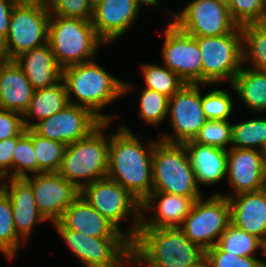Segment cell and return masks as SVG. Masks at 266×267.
I'll list each match as a JSON object with an SVG mask.
<instances>
[{
	"label": "cell",
	"instance_id": "6da1fadb",
	"mask_svg": "<svg viewBox=\"0 0 266 267\" xmlns=\"http://www.w3.org/2000/svg\"><path fill=\"white\" fill-rule=\"evenodd\" d=\"M138 139L123 125L110 134L107 177L127 189L142 204L153 191L152 154L156 140L144 147Z\"/></svg>",
	"mask_w": 266,
	"mask_h": 267
},
{
	"label": "cell",
	"instance_id": "7a4b0ae2",
	"mask_svg": "<svg viewBox=\"0 0 266 267\" xmlns=\"http://www.w3.org/2000/svg\"><path fill=\"white\" fill-rule=\"evenodd\" d=\"M204 256L205 251L180 227L138 228L131 240V267H185Z\"/></svg>",
	"mask_w": 266,
	"mask_h": 267
},
{
	"label": "cell",
	"instance_id": "3957f363",
	"mask_svg": "<svg viewBox=\"0 0 266 267\" xmlns=\"http://www.w3.org/2000/svg\"><path fill=\"white\" fill-rule=\"evenodd\" d=\"M62 81L69 103L89 109L102 122H112L114 117L101 110L133 89L131 84L106 72L95 59L63 68ZM72 94L79 102L71 100Z\"/></svg>",
	"mask_w": 266,
	"mask_h": 267
},
{
	"label": "cell",
	"instance_id": "277c9868",
	"mask_svg": "<svg viewBox=\"0 0 266 267\" xmlns=\"http://www.w3.org/2000/svg\"><path fill=\"white\" fill-rule=\"evenodd\" d=\"M109 125L102 122L88 136L66 146L58 173L79 190L108 176L110 135L108 138L103 130Z\"/></svg>",
	"mask_w": 266,
	"mask_h": 267
},
{
	"label": "cell",
	"instance_id": "5b68a950",
	"mask_svg": "<svg viewBox=\"0 0 266 267\" xmlns=\"http://www.w3.org/2000/svg\"><path fill=\"white\" fill-rule=\"evenodd\" d=\"M48 44L62 69L93 60L100 45H105L90 20L58 15H50Z\"/></svg>",
	"mask_w": 266,
	"mask_h": 267
},
{
	"label": "cell",
	"instance_id": "8992f818",
	"mask_svg": "<svg viewBox=\"0 0 266 267\" xmlns=\"http://www.w3.org/2000/svg\"><path fill=\"white\" fill-rule=\"evenodd\" d=\"M153 191L181 195L193 201L202 197L184 144L157 140L152 154Z\"/></svg>",
	"mask_w": 266,
	"mask_h": 267
},
{
	"label": "cell",
	"instance_id": "52a82bcc",
	"mask_svg": "<svg viewBox=\"0 0 266 267\" xmlns=\"http://www.w3.org/2000/svg\"><path fill=\"white\" fill-rule=\"evenodd\" d=\"M49 6L39 2H17L12 10L9 32L0 44L5 60L48 43Z\"/></svg>",
	"mask_w": 266,
	"mask_h": 267
},
{
	"label": "cell",
	"instance_id": "ba28073f",
	"mask_svg": "<svg viewBox=\"0 0 266 267\" xmlns=\"http://www.w3.org/2000/svg\"><path fill=\"white\" fill-rule=\"evenodd\" d=\"M72 253L86 267H130L131 240L128 237H92L51 223Z\"/></svg>",
	"mask_w": 266,
	"mask_h": 267
},
{
	"label": "cell",
	"instance_id": "9c48e42d",
	"mask_svg": "<svg viewBox=\"0 0 266 267\" xmlns=\"http://www.w3.org/2000/svg\"><path fill=\"white\" fill-rule=\"evenodd\" d=\"M80 195L118 230L123 219L133 217L126 236L130 240L135 237L141 223V203L127 189L106 177L83 186Z\"/></svg>",
	"mask_w": 266,
	"mask_h": 267
},
{
	"label": "cell",
	"instance_id": "30bf717a",
	"mask_svg": "<svg viewBox=\"0 0 266 267\" xmlns=\"http://www.w3.org/2000/svg\"><path fill=\"white\" fill-rule=\"evenodd\" d=\"M201 51L202 84L232 83L243 63L241 27L216 37H195Z\"/></svg>",
	"mask_w": 266,
	"mask_h": 267
},
{
	"label": "cell",
	"instance_id": "8fae6325",
	"mask_svg": "<svg viewBox=\"0 0 266 267\" xmlns=\"http://www.w3.org/2000/svg\"><path fill=\"white\" fill-rule=\"evenodd\" d=\"M231 223V207L227 197L215 193L206 200L194 201L180 228L186 237L204 251L217 245L221 234Z\"/></svg>",
	"mask_w": 266,
	"mask_h": 267
},
{
	"label": "cell",
	"instance_id": "7c38bea8",
	"mask_svg": "<svg viewBox=\"0 0 266 267\" xmlns=\"http://www.w3.org/2000/svg\"><path fill=\"white\" fill-rule=\"evenodd\" d=\"M168 12L174 19L172 22L193 37L226 35L239 27L233 21L228 6L217 0H193L179 13Z\"/></svg>",
	"mask_w": 266,
	"mask_h": 267
},
{
	"label": "cell",
	"instance_id": "4fadbf2b",
	"mask_svg": "<svg viewBox=\"0 0 266 267\" xmlns=\"http://www.w3.org/2000/svg\"><path fill=\"white\" fill-rule=\"evenodd\" d=\"M200 84H185L169 98L167 118L175 136L164 134L160 140L183 144L193 140L207 118L202 110Z\"/></svg>",
	"mask_w": 266,
	"mask_h": 267
},
{
	"label": "cell",
	"instance_id": "5bb4252c",
	"mask_svg": "<svg viewBox=\"0 0 266 267\" xmlns=\"http://www.w3.org/2000/svg\"><path fill=\"white\" fill-rule=\"evenodd\" d=\"M101 123L89 109L69 103L48 118L35 123L28 121V129L31 128L42 137L68 145L85 138Z\"/></svg>",
	"mask_w": 266,
	"mask_h": 267
},
{
	"label": "cell",
	"instance_id": "9a60e30c",
	"mask_svg": "<svg viewBox=\"0 0 266 267\" xmlns=\"http://www.w3.org/2000/svg\"><path fill=\"white\" fill-rule=\"evenodd\" d=\"M164 65L186 84H202V58L196 38L173 22L165 29L162 47Z\"/></svg>",
	"mask_w": 266,
	"mask_h": 267
},
{
	"label": "cell",
	"instance_id": "2e32d148",
	"mask_svg": "<svg viewBox=\"0 0 266 267\" xmlns=\"http://www.w3.org/2000/svg\"><path fill=\"white\" fill-rule=\"evenodd\" d=\"M24 179L31 185L36 206L45 220L57 222L80 195V190L58 172L31 174Z\"/></svg>",
	"mask_w": 266,
	"mask_h": 267
},
{
	"label": "cell",
	"instance_id": "e0dca14e",
	"mask_svg": "<svg viewBox=\"0 0 266 267\" xmlns=\"http://www.w3.org/2000/svg\"><path fill=\"white\" fill-rule=\"evenodd\" d=\"M140 6L137 0H95L91 22L98 37L105 44L119 39L136 21Z\"/></svg>",
	"mask_w": 266,
	"mask_h": 267
},
{
	"label": "cell",
	"instance_id": "ac0fdd59",
	"mask_svg": "<svg viewBox=\"0 0 266 267\" xmlns=\"http://www.w3.org/2000/svg\"><path fill=\"white\" fill-rule=\"evenodd\" d=\"M228 148L226 176L234 193L261 190L264 163L260 151L231 146Z\"/></svg>",
	"mask_w": 266,
	"mask_h": 267
},
{
	"label": "cell",
	"instance_id": "d6986e66",
	"mask_svg": "<svg viewBox=\"0 0 266 267\" xmlns=\"http://www.w3.org/2000/svg\"><path fill=\"white\" fill-rule=\"evenodd\" d=\"M156 202L157 204H155ZM193 203L194 201L189 197L165 192H152L141 204V212L156 211L153 213L152 219L149 218V220L141 213L139 228L180 227L188 216Z\"/></svg>",
	"mask_w": 266,
	"mask_h": 267
},
{
	"label": "cell",
	"instance_id": "ffe728a7",
	"mask_svg": "<svg viewBox=\"0 0 266 267\" xmlns=\"http://www.w3.org/2000/svg\"><path fill=\"white\" fill-rule=\"evenodd\" d=\"M231 207V223L266 243V192H242L226 196Z\"/></svg>",
	"mask_w": 266,
	"mask_h": 267
},
{
	"label": "cell",
	"instance_id": "44dd1931",
	"mask_svg": "<svg viewBox=\"0 0 266 267\" xmlns=\"http://www.w3.org/2000/svg\"><path fill=\"white\" fill-rule=\"evenodd\" d=\"M58 222L66 229L92 237H127L79 195ZM124 232V233H123Z\"/></svg>",
	"mask_w": 266,
	"mask_h": 267
},
{
	"label": "cell",
	"instance_id": "7402d4cb",
	"mask_svg": "<svg viewBox=\"0 0 266 267\" xmlns=\"http://www.w3.org/2000/svg\"><path fill=\"white\" fill-rule=\"evenodd\" d=\"M0 187L9 196L12 205L14 227L22 240L28 237L37 221H46L39 213L31 185L24 178H9Z\"/></svg>",
	"mask_w": 266,
	"mask_h": 267
},
{
	"label": "cell",
	"instance_id": "603a6c76",
	"mask_svg": "<svg viewBox=\"0 0 266 267\" xmlns=\"http://www.w3.org/2000/svg\"><path fill=\"white\" fill-rule=\"evenodd\" d=\"M35 89L14 60L0 65V109L24 114Z\"/></svg>",
	"mask_w": 266,
	"mask_h": 267
},
{
	"label": "cell",
	"instance_id": "cb8c5ba5",
	"mask_svg": "<svg viewBox=\"0 0 266 267\" xmlns=\"http://www.w3.org/2000/svg\"><path fill=\"white\" fill-rule=\"evenodd\" d=\"M14 61L35 90L50 87L62 79V68L48 43L22 53Z\"/></svg>",
	"mask_w": 266,
	"mask_h": 267
},
{
	"label": "cell",
	"instance_id": "d4e9b609",
	"mask_svg": "<svg viewBox=\"0 0 266 267\" xmlns=\"http://www.w3.org/2000/svg\"><path fill=\"white\" fill-rule=\"evenodd\" d=\"M194 170L196 182L213 185L223 180L227 174V150L202 145L193 140L183 143Z\"/></svg>",
	"mask_w": 266,
	"mask_h": 267
},
{
	"label": "cell",
	"instance_id": "484cf974",
	"mask_svg": "<svg viewBox=\"0 0 266 267\" xmlns=\"http://www.w3.org/2000/svg\"><path fill=\"white\" fill-rule=\"evenodd\" d=\"M68 104V94L62 79L50 87L36 89L22 115L24 127L28 129V118H35L38 122L58 113Z\"/></svg>",
	"mask_w": 266,
	"mask_h": 267
},
{
	"label": "cell",
	"instance_id": "4316f807",
	"mask_svg": "<svg viewBox=\"0 0 266 267\" xmlns=\"http://www.w3.org/2000/svg\"><path fill=\"white\" fill-rule=\"evenodd\" d=\"M253 112L266 111V73L242 67L230 84Z\"/></svg>",
	"mask_w": 266,
	"mask_h": 267
},
{
	"label": "cell",
	"instance_id": "83f0119b",
	"mask_svg": "<svg viewBox=\"0 0 266 267\" xmlns=\"http://www.w3.org/2000/svg\"><path fill=\"white\" fill-rule=\"evenodd\" d=\"M243 63L249 60L252 69L266 73V19L241 27Z\"/></svg>",
	"mask_w": 266,
	"mask_h": 267
},
{
	"label": "cell",
	"instance_id": "f1b7e54d",
	"mask_svg": "<svg viewBox=\"0 0 266 267\" xmlns=\"http://www.w3.org/2000/svg\"><path fill=\"white\" fill-rule=\"evenodd\" d=\"M217 245L225 252L246 257H255V251L260 248L264 255L265 243L256 236L249 234L230 223L221 234Z\"/></svg>",
	"mask_w": 266,
	"mask_h": 267
},
{
	"label": "cell",
	"instance_id": "f546056e",
	"mask_svg": "<svg viewBox=\"0 0 266 267\" xmlns=\"http://www.w3.org/2000/svg\"><path fill=\"white\" fill-rule=\"evenodd\" d=\"M21 239L14 227L10 198L0 187V252L9 260L14 259L20 248Z\"/></svg>",
	"mask_w": 266,
	"mask_h": 267
},
{
	"label": "cell",
	"instance_id": "4dcf8cb0",
	"mask_svg": "<svg viewBox=\"0 0 266 267\" xmlns=\"http://www.w3.org/2000/svg\"><path fill=\"white\" fill-rule=\"evenodd\" d=\"M32 142L37 161V174L41 172H58L67 145L42 137L33 130Z\"/></svg>",
	"mask_w": 266,
	"mask_h": 267
},
{
	"label": "cell",
	"instance_id": "1f68e13d",
	"mask_svg": "<svg viewBox=\"0 0 266 267\" xmlns=\"http://www.w3.org/2000/svg\"><path fill=\"white\" fill-rule=\"evenodd\" d=\"M266 142V118L246 120L232 124V145L239 149H261Z\"/></svg>",
	"mask_w": 266,
	"mask_h": 267
},
{
	"label": "cell",
	"instance_id": "d6a6232c",
	"mask_svg": "<svg viewBox=\"0 0 266 267\" xmlns=\"http://www.w3.org/2000/svg\"><path fill=\"white\" fill-rule=\"evenodd\" d=\"M143 80L146 88L165 94L169 98L186 83L166 66L156 64L142 65Z\"/></svg>",
	"mask_w": 266,
	"mask_h": 267
},
{
	"label": "cell",
	"instance_id": "836d02e7",
	"mask_svg": "<svg viewBox=\"0 0 266 267\" xmlns=\"http://www.w3.org/2000/svg\"><path fill=\"white\" fill-rule=\"evenodd\" d=\"M169 97L158 91L144 88L140 94L139 115L145 124L158 125L166 120Z\"/></svg>",
	"mask_w": 266,
	"mask_h": 267
},
{
	"label": "cell",
	"instance_id": "e575fe53",
	"mask_svg": "<svg viewBox=\"0 0 266 267\" xmlns=\"http://www.w3.org/2000/svg\"><path fill=\"white\" fill-rule=\"evenodd\" d=\"M29 172L30 174H37V161L33 148L31 128L26 129V132L17 140L13 156L12 178L27 177Z\"/></svg>",
	"mask_w": 266,
	"mask_h": 267
},
{
	"label": "cell",
	"instance_id": "d590c367",
	"mask_svg": "<svg viewBox=\"0 0 266 267\" xmlns=\"http://www.w3.org/2000/svg\"><path fill=\"white\" fill-rule=\"evenodd\" d=\"M193 141L228 150L227 145H232V123L229 120H207Z\"/></svg>",
	"mask_w": 266,
	"mask_h": 267
},
{
	"label": "cell",
	"instance_id": "8d00e7d4",
	"mask_svg": "<svg viewBox=\"0 0 266 267\" xmlns=\"http://www.w3.org/2000/svg\"><path fill=\"white\" fill-rule=\"evenodd\" d=\"M228 8L239 27L266 19V0H231Z\"/></svg>",
	"mask_w": 266,
	"mask_h": 267
},
{
	"label": "cell",
	"instance_id": "74e56055",
	"mask_svg": "<svg viewBox=\"0 0 266 267\" xmlns=\"http://www.w3.org/2000/svg\"><path fill=\"white\" fill-rule=\"evenodd\" d=\"M233 99L228 90H214L202 96V110L208 120H229L233 113Z\"/></svg>",
	"mask_w": 266,
	"mask_h": 267
},
{
	"label": "cell",
	"instance_id": "f35d334b",
	"mask_svg": "<svg viewBox=\"0 0 266 267\" xmlns=\"http://www.w3.org/2000/svg\"><path fill=\"white\" fill-rule=\"evenodd\" d=\"M93 0H51L50 15L90 20L93 16Z\"/></svg>",
	"mask_w": 266,
	"mask_h": 267
},
{
	"label": "cell",
	"instance_id": "ab89813d",
	"mask_svg": "<svg viewBox=\"0 0 266 267\" xmlns=\"http://www.w3.org/2000/svg\"><path fill=\"white\" fill-rule=\"evenodd\" d=\"M208 267H259L257 257L237 256L223 251L218 245L205 250Z\"/></svg>",
	"mask_w": 266,
	"mask_h": 267
},
{
	"label": "cell",
	"instance_id": "60d3db41",
	"mask_svg": "<svg viewBox=\"0 0 266 267\" xmlns=\"http://www.w3.org/2000/svg\"><path fill=\"white\" fill-rule=\"evenodd\" d=\"M25 132L26 128H24L17 136L0 141V182L2 179H6V177L9 175L8 173H10L9 177L12 178L13 156L17 145V140Z\"/></svg>",
	"mask_w": 266,
	"mask_h": 267
},
{
	"label": "cell",
	"instance_id": "b9f144b4",
	"mask_svg": "<svg viewBox=\"0 0 266 267\" xmlns=\"http://www.w3.org/2000/svg\"><path fill=\"white\" fill-rule=\"evenodd\" d=\"M24 128L22 114L0 109V141L17 136Z\"/></svg>",
	"mask_w": 266,
	"mask_h": 267
},
{
	"label": "cell",
	"instance_id": "7bdbcfd3",
	"mask_svg": "<svg viewBox=\"0 0 266 267\" xmlns=\"http://www.w3.org/2000/svg\"><path fill=\"white\" fill-rule=\"evenodd\" d=\"M15 0H0V44L6 39Z\"/></svg>",
	"mask_w": 266,
	"mask_h": 267
},
{
	"label": "cell",
	"instance_id": "ee69618b",
	"mask_svg": "<svg viewBox=\"0 0 266 267\" xmlns=\"http://www.w3.org/2000/svg\"><path fill=\"white\" fill-rule=\"evenodd\" d=\"M185 267H208V262L206 257L204 256L199 262L195 263L194 265Z\"/></svg>",
	"mask_w": 266,
	"mask_h": 267
},
{
	"label": "cell",
	"instance_id": "f6af8a7d",
	"mask_svg": "<svg viewBox=\"0 0 266 267\" xmlns=\"http://www.w3.org/2000/svg\"><path fill=\"white\" fill-rule=\"evenodd\" d=\"M140 4L144 3L145 5L151 6H158L159 0H137Z\"/></svg>",
	"mask_w": 266,
	"mask_h": 267
},
{
	"label": "cell",
	"instance_id": "bcb514c9",
	"mask_svg": "<svg viewBox=\"0 0 266 267\" xmlns=\"http://www.w3.org/2000/svg\"><path fill=\"white\" fill-rule=\"evenodd\" d=\"M262 190L266 192V164L263 165Z\"/></svg>",
	"mask_w": 266,
	"mask_h": 267
},
{
	"label": "cell",
	"instance_id": "7dc6e473",
	"mask_svg": "<svg viewBox=\"0 0 266 267\" xmlns=\"http://www.w3.org/2000/svg\"><path fill=\"white\" fill-rule=\"evenodd\" d=\"M259 151L262 156L263 163L266 164V142L262 145Z\"/></svg>",
	"mask_w": 266,
	"mask_h": 267
},
{
	"label": "cell",
	"instance_id": "c3c4849f",
	"mask_svg": "<svg viewBox=\"0 0 266 267\" xmlns=\"http://www.w3.org/2000/svg\"><path fill=\"white\" fill-rule=\"evenodd\" d=\"M16 2H39L44 4H49L51 0H15Z\"/></svg>",
	"mask_w": 266,
	"mask_h": 267
},
{
	"label": "cell",
	"instance_id": "681fc988",
	"mask_svg": "<svg viewBox=\"0 0 266 267\" xmlns=\"http://www.w3.org/2000/svg\"><path fill=\"white\" fill-rule=\"evenodd\" d=\"M5 61V57L3 55V50L0 46V65Z\"/></svg>",
	"mask_w": 266,
	"mask_h": 267
},
{
	"label": "cell",
	"instance_id": "f907efd6",
	"mask_svg": "<svg viewBox=\"0 0 266 267\" xmlns=\"http://www.w3.org/2000/svg\"><path fill=\"white\" fill-rule=\"evenodd\" d=\"M217 1L223 3V4L227 5V6L231 2V0H217Z\"/></svg>",
	"mask_w": 266,
	"mask_h": 267
},
{
	"label": "cell",
	"instance_id": "816d5d0a",
	"mask_svg": "<svg viewBox=\"0 0 266 267\" xmlns=\"http://www.w3.org/2000/svg\"><path fill=\"white\" fill-rule=\"evenodd\" d=\"M259 267H266V262H264V260H262Z\"/></svg>",
	"mask_w": 266,
	"mask_h": 267
},
{
	"label": "cell",
	"instance_id": "f5cc1de1",
	"mask_svg": "<svg viewBox=\"0 0 266 267\" xmlns=\"http://www.w3.org/2000/svg\"><path fill=\"white\" fill-rule=\"evenodd\" d=\"M264 257L266 258V243H265V248H264Z\"/></svg>",
	"mask_w": 266,
	"mask_h": 267
}]
</instances>
